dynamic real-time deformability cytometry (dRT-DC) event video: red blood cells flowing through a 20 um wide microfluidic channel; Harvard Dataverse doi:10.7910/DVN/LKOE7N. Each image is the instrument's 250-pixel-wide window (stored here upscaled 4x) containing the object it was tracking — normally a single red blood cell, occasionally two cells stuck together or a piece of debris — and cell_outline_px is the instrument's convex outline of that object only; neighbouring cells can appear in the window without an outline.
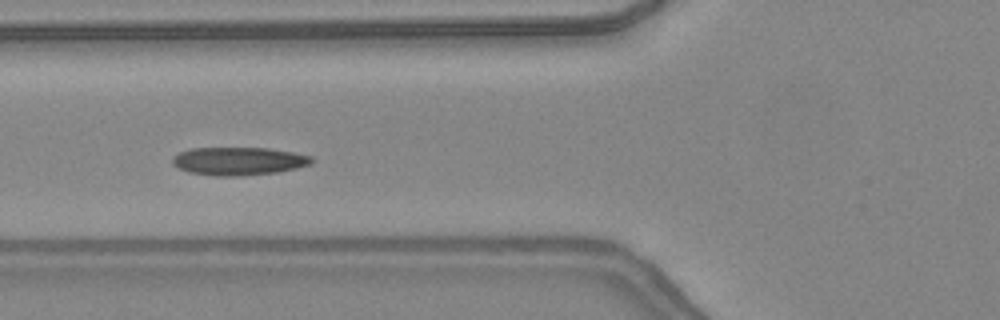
{"species": "common noctule bat (a hibernating species)", "species_latin": "Nyctalus noctula", "temperature_condition": "warm", "stored_images_in_passage": 47, "camera_frame_rate_fps": 3000, "um_per_image_px": 0.085, "animal": {"sex": "female", "body_mass_g": 24.6, "forearm_length_mm": 56.2}, "frame": {"image": 1, "passage_image": 18, "time_ms": 5.667, "image_size_px": [1000, 320], "cell_outline_px": [[316, 160], [312, 164], [280, 172], [236, 176], [216, 176], [188, 172], [172, 164], [172, 156], [180, 152], [192, 148], [268, 148], [292, 152], [312, 156]], "centroid_in_image_um": [20.31, 13.69], "position_along_channel_um": 105.5, "area_um2": 22.89}}
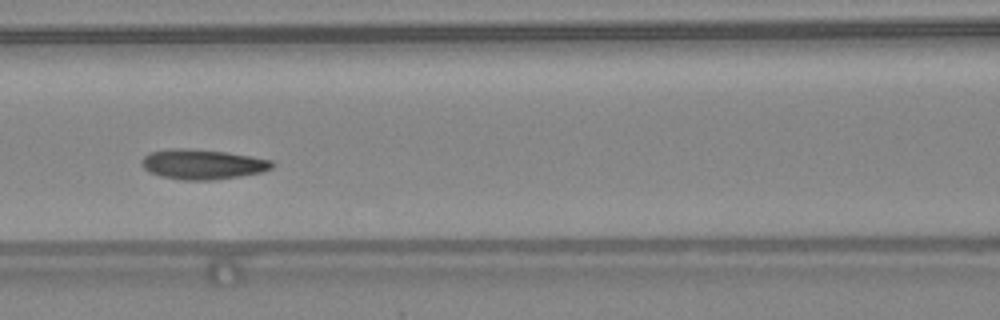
{"frame": {"image": 2, "passage_image": 21, "time_ms": 6.667, "image_size_px": [1000, 320], "cell_outline_px": [[276, 164], [272, 168], [260, 172], [240, 176], [212, 180], [180, 180], [160, 176], [148, 172], [140, 164], [140, 160], [148, 152], [168, 148], [188, 148], [228, 152], [252, 156], [272, 160]], "centroid_in_image_um": [17.17, 13.95], "position_along_channel_um": 149.4, "area_um2": 23.18}}
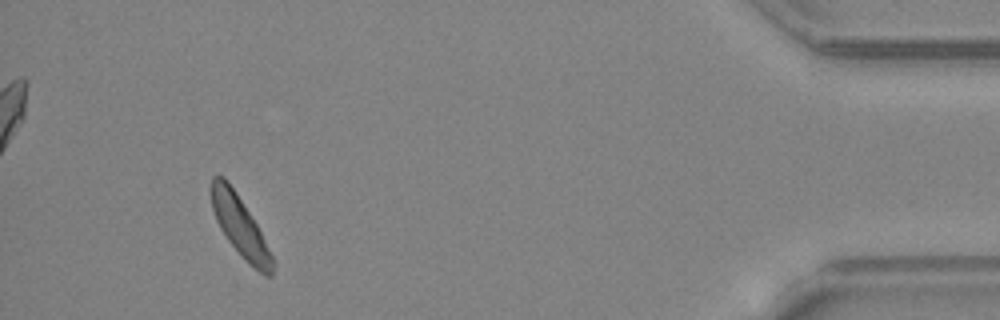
{"frame": {"image": 3, "passage_image": 44, "time_ms": 14.333, "image_size_px": [1000, 320], "cell_outline_px": [[272, 276], [264, 276], [248, 264], [228, 240], [220, 228], [216, 220], [212, 208], [208, 188], [212, 176], [224, 176], [228, 180], [236, 192], [256, 224], [272, 256]], "centroid_in_image_um": [20.33, 19.18], "position_along_channel_um": 414.9, "area_um2": 21.27}, "authors_computed_cell_mechanics": {"area_um2": 21.7906, "velocity_mm_per_s": 4.3218, "shape_relaxation_time_tau1_ms": 4.5668, "shape_relaxation_time_tau2_ms": 9.3767, "deformation_change_tau1": 0.1353, "deformation_change_tau2": 0.112}}